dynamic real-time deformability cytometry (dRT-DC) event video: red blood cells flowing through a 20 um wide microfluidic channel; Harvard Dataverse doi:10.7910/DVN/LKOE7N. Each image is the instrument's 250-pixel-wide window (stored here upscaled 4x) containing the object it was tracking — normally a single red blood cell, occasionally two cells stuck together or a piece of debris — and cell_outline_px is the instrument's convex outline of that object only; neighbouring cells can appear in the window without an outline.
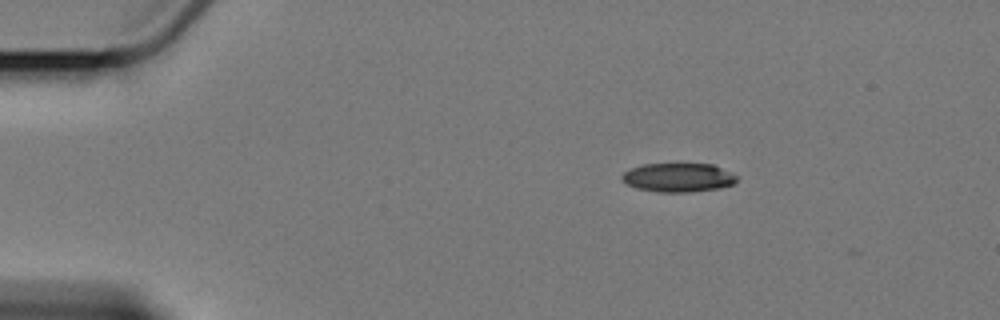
{"species": "Egyptian fruit bat (a non-hibernating species)", "species_latin": "Rousettus aegyptiacus", "temperature_condition": "cold", "stored_images_in_passage": 4, "camera_frame_rate_fps": 3000, "um_per_image_px": 0.085, "animal": {"sex": "female"}, "frame": {"image": 1, "passage_image": 1, "time_ms": 0.0, "image_size_px": [1000, 320], "cell_outline_px": [[740, 176], [732, 184], [716, 188], [688, 192], [656, 192], [636, 188], [628, 184], [620, 176], [624, 172], [632, 168], [644, 164], [712, 164]], "centroid_in_image_um": [57.65, 15.08], "position_along_channel_um": 27.3, "area_um2": 19.13}}